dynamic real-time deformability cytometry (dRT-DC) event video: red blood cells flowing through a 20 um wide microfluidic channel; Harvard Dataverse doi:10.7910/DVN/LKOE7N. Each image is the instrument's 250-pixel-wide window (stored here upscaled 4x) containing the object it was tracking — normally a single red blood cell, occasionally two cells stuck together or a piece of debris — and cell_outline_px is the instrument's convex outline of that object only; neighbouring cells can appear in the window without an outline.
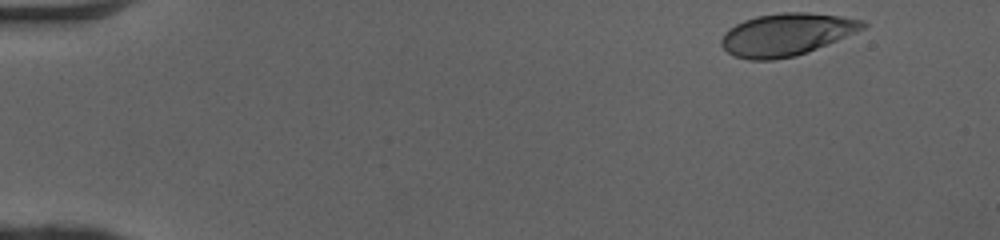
{"species": "human", "species_latin": "Homo sapiens", "temperature_condition": "cold", "stored_images_in_passage": 46, "camera_frame_rate_fps": 3000, "um_per_image_px": 0.085, "donor": {"sex": "female"}, "frame": {"image": 1, "passage_image": 1, "time_ms": 0.0, "image_size_px": [1000, 240], "cell_outline_px": [[868, 24], [864, 28], [836, 40], [796, 56], [772, 60], [748, 60], [732, 56], [720, 44], [720, 40], [724, 32], [728, 28], [744, 20], [756, 16], [780, 12], [808, 12], [840, 16], [864, 20]], "centroid_in_image_um": [66.79, 2.93], "position_along_channel_um": 18.2, "area_um2": 34.91}}
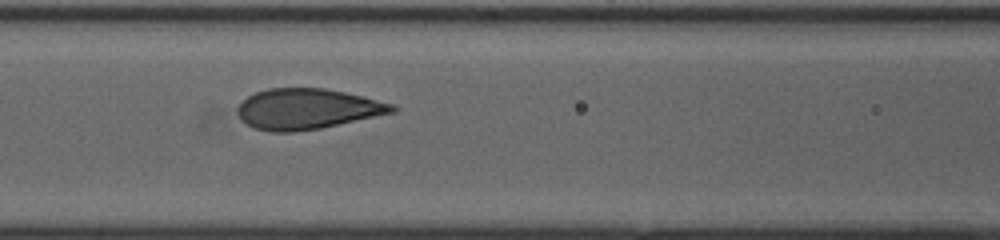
{"frame": {"image": 2, "passage_image": 19, "time_ms": 6.0, "image_size_px": [1000, 240], "cell_outline_px": [[396, 112], [320, 128], [292, 132], [272, 132], [252, 128], [244, 124], [240, 120], [236, 112], [236, 108], [248, 96], [256, 92], [268, 88], [324, 88], [364, 96], [392, 104], [396, 108]], "centroid_in_image_um": [26.06, 9.27], "position_along_channel_um": 140.5, "area_um2": 36.65}}
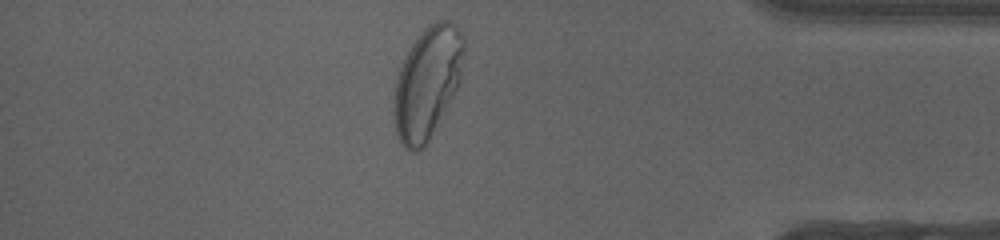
{"frame": {"image": 3, "passage_image": 40, "time_ms": 13.0, "image_size_px": [1000, 240], "cell_outline_px": [[464, 52], [460, 80], [452, 96], [424, 148], [420, 152], [412, 152], [404, 148], [400, 144], [396, 132], [396, 80], [400, 68], [412, 44], [428, 24], [436, 20], [448, 20], [460, 32], [464, 40]], "centroid_in_image_um": [36.34, 7.03], "position_along_channel_um": 398.9, "area_um2": 44.45}, "authors_computed_cell_mechanics": {"area_um2": 36.5007, "velocity_mm_per_s": 4.0787, "shape_relaxation_time_tau1_ms": 3.0391, "shape_relaxation_time_tau2_ms": null, "deformation_change_tau1": 0.1715, "deformation_change_tau2": null}}